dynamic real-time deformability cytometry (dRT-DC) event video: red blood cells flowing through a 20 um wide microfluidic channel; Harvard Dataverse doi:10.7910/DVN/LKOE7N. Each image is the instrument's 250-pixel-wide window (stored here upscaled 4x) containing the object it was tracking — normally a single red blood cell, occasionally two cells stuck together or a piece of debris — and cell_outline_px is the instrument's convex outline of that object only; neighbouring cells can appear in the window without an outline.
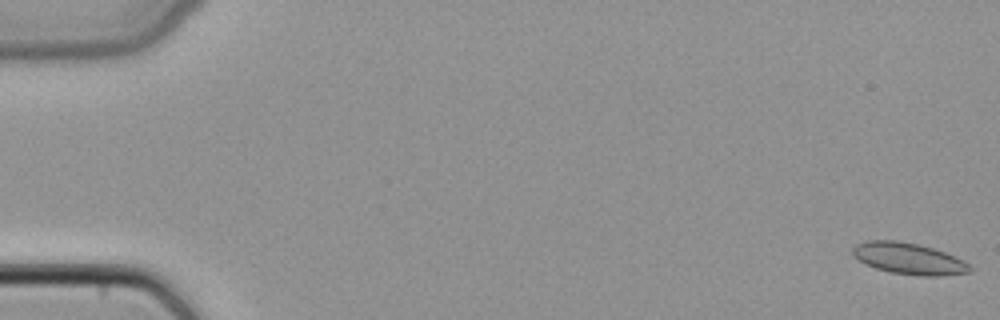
{"species": "common noctule bat (a hibernating species)", "species_latin": "Nyctalus noctula", "temperature_condition": "cold", "stored_images_in_passage": 49, "camera_frame_rate_fps": 3000, "um_per_image_px": 0.085, "animal": {"sex": "female", "body_mass_g": 22.7, "forearm_length_mm": 54.2}, "frame": {"image": 1, "passage_image": 1, "time_ms": 0.0, "image_size_px": [1000, 320], "cell_outline_px": [[972, 272], [940, 276], [920, 276], [892, 272], [876, 268], [852, 256], [852, 248], [856, 244], [868, 240], [896, 240], [920, 244], [956, 256], [964, 260], [972, 268]], "centroid_in_image_um": [77.27, 21.97], "position_along_channel_um": 7.7, "area_um2": 21.5}}
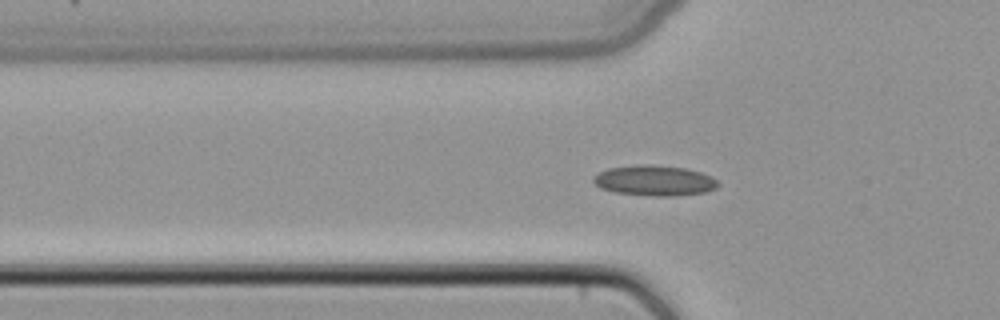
{"frame": {"image": 2, "passage_image": 17, "time_ms": 5.333, "image_size_px": [1000, 320], "cell_outline_px": [[720, 184], [716, 188], [704, 192], [672, 196], [656, 196], [616, 192], [600, 188], [592, 180], [592, 176], [608, 168], [636, 164], [652, 164], [684, 168], [700, 172], [712, 176]], "centroid_in_image_um": [55.62, 15.33], "position_along_channel_um": 70.2, "area_um2": 22.08}}
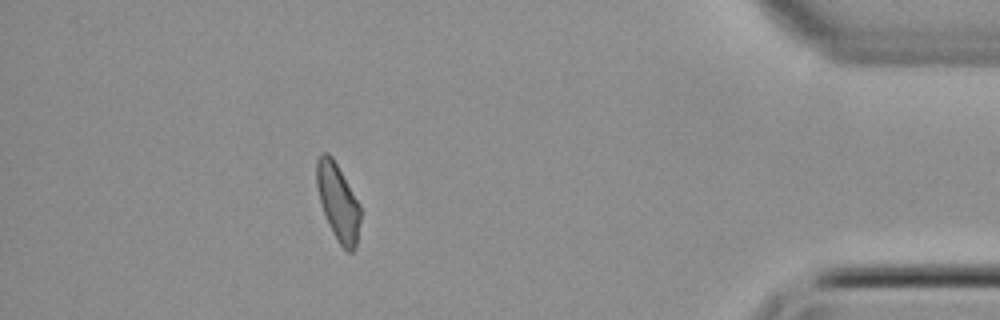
{"frame": {"image": 3, "passage_image": 44, "time_ms": 14.333, "image_size_px": [1000, 320], "cell_outline_px": [[360, 220], [356, 248], [352, 252], [348, 252], [340, 244], [332, 232], [328, 224], [320, 200], [316, 184], [316, 160], [320, 152], [328, 152], [332, 156], [360, 204]], "centroid_in_image_um": [28.72, 17.15], "position_along_channel_um": 406.5, "area_um2": 19.59}}